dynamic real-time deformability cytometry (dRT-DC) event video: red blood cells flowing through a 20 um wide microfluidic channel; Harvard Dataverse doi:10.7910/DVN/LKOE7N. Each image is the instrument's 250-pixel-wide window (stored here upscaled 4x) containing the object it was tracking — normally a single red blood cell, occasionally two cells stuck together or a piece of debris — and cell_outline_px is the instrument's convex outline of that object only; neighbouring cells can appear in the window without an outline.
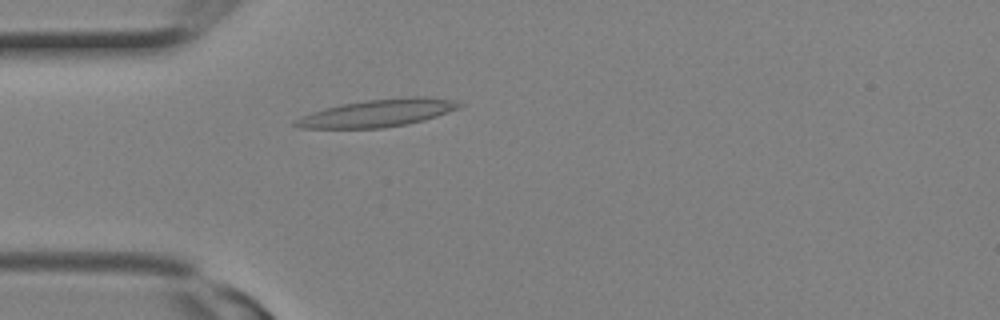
{"species": "Egyptian fruit bat (a non-hibernating species)", "species_latin": "Rousettus aegyptiacus", "temperature_condition": "room temperature", "stored_images_in_passage": 4, "camera_frame_rate_fps": 3000, "um_per_image_px": 0.085, "animal": {"sex": "female"}, "frame": {"image": 1, "passage_image": 2, "time_ms": 0.333, "image_size_px": [1000, 320], "cell_outline_px": [[464, 104], [460, 108], [424, 120], [408, 124], [384, 128], [300, 128], [292, 124], [296, 120], [312, 112], [324, 108], [340, 104], [368, 100], [412, 96], [424, 96], [456, 100]], "centroid_in_image_um": [32.16, 9.6], "position_along_channel_um": 52.8, "area_um2": 26.24}}
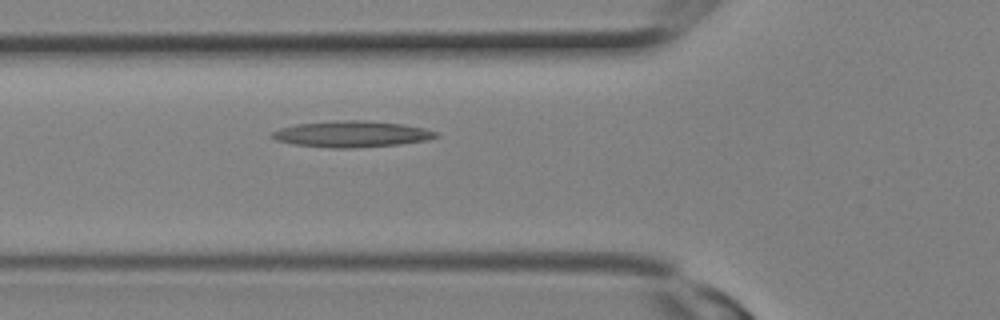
{"frame": {"image": 2, "passage_image": 4, "time_ms": 1.0, "image_size_px": [1000, 320], "cell_outline_px": [[440, 136], [428, 140], [400, 144], [356, 148], [328, 148], [296, 144], [276, 140], [272, 136], [272, 132], [280, 128], [296, 124], [332, 120], [364, 120], [404, 124], [424, 128], [436, 132]], "centroid_in_image_um": [29.92, 11.39], "position_along_channel_um": 95.9, "area_um2": 25.14}}